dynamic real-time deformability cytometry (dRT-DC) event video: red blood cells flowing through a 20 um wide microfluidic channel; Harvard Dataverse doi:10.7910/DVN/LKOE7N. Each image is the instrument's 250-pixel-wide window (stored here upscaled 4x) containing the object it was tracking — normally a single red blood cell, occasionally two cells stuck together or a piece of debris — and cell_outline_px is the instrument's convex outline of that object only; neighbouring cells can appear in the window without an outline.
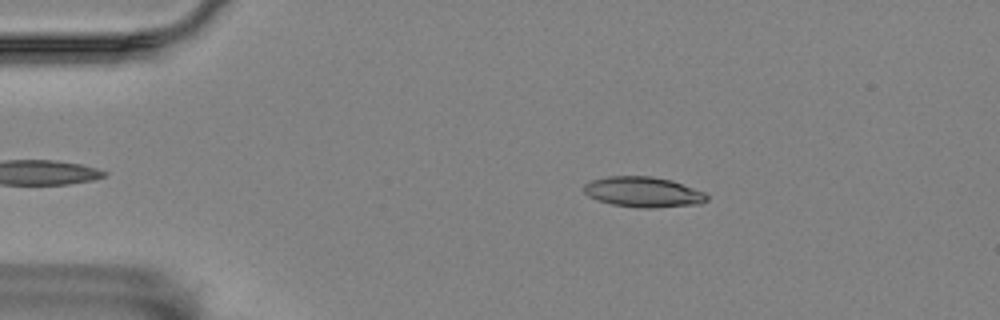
{"species": "Egyptian fruit bat (a non-hibernating species)", "species_latin": "Rousettus aegyptiacus", "temperature_condition": "room temperature", "stored_images_in_passage": 44, "camera_frame_rate_fps": 3000, "um_per_image_px": 0.085, "animal": {"sex": "female"}, "frame": {"image": 1, "passage_image": 6, "time_ms": 1.667, "image_size_px": [1000, 320], "cell_outline_px": [[708, 200], [700, 204], [652, 208], [640, 208], [612, 204], [588, 196], [584, 192], [584, 184], [592, 180], [608, 176], [652, 176], [672, 180], [704, 192], [708, 196]], "centroid_in_image_um": [54.69, 16.32], "position_along_channel_um": 30.3, "area_um2": 21.73}}
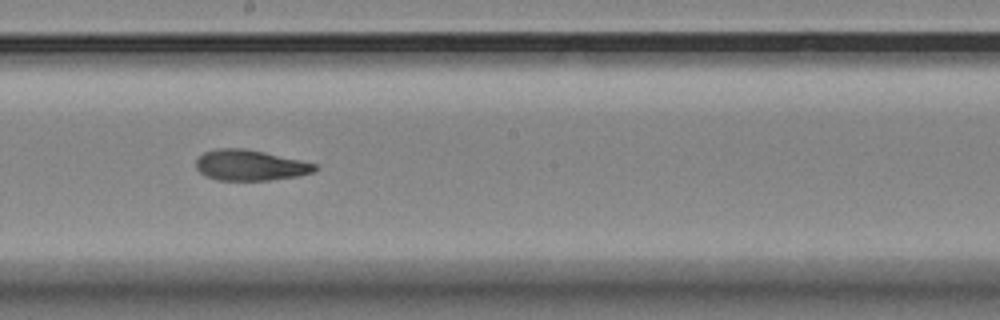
{"frame": {"image": 2, "passage_image": 27, "time_ms": 8.667, "image_size_px": [1000, 320], "cell_outline_px": [[320, 168], [316, 172], [296, 176], [272, 180], [216, 180], [204, 176], [196, 168], [196, 160], [204, 152], [216, 148], [244, 148], [264, 152], [300, 160], [316, 164]], "centroid_in_image_um": [21.26, 14.05], "position_along_channel_um": 226.9, "area_um2": 21.39}}
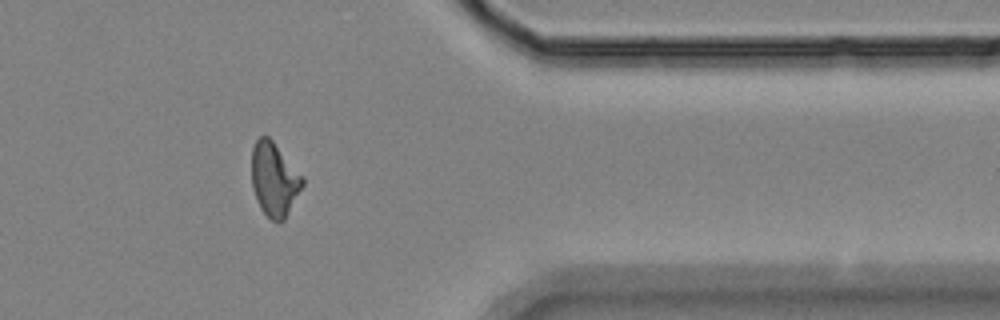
{"frame": {"image": 3, "passage_image": 42, "time_ms": 13.667, "image_size_px": [1000, 320], "cell_outline_px": [[304, 184], [284, 220], [272, 220], [260, 208], [256, 200], [252, 188], [252, 148], [256, 140], [260, 136], [268, 136], [272, 140], [304, 176]], "centroid_in_image_um": [23.31, 15.22], "position_along_channel_um": 388.1, "area_um2": 21.79}, "authors_computed_cell_mechanics": {"area_um2": 21.7906, "velocity_mm_per_s": 3.5256, "shape_relaxation_time_tau1_ms": 7.2839, "shape_relaxation_time_tau2_ms": 4.8801, "deformation_change_tau1": 0.2024, "deformation_change_tau2": 0.1212}}